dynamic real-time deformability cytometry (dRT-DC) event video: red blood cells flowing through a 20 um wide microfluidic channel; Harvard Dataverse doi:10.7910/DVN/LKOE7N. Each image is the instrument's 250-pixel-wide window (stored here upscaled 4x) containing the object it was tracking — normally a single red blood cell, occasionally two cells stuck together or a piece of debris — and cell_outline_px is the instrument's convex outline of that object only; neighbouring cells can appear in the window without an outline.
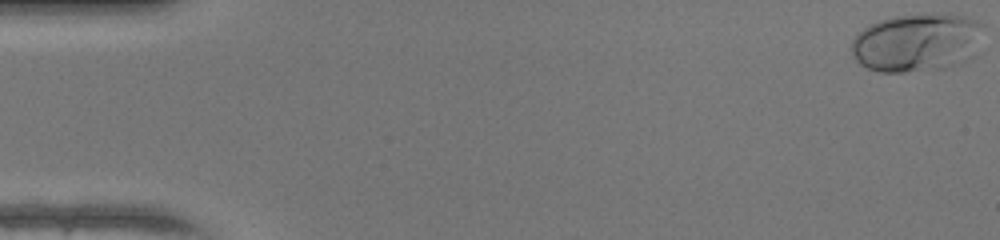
{"species": "human", "species_latin": "Homo sapiens", "temperature_condition": "warm", "stored_images_in_passage": 49, "camera_frame_rate_fps": 3000, "um_per_image_px": 0.085, "donor": {"sex": "female"}, "frame": {"image": 1, "passage_image": 1, "time_ms": 0.0, "image_size_px": [1000, 240], "cell_outline_px": [[984, 24], [968, 56], [960, 64], [944, 68], [904, 72], [880, 72], [868, 68], [860, 64], [852, 56], [852, 40], [864, 28], [880, 20], [892, 16], [964, 16], [976, 20]], "centroid_in_image_um": [77.83, 3.65], "position_along_channel_um": 7.2, "area_um2": 43.35}}
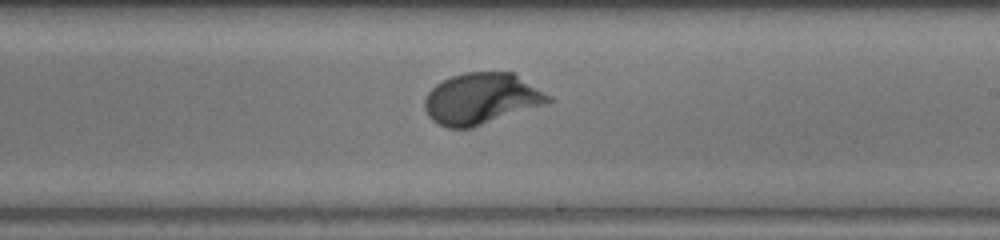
{"frame": {"image": 2, "passage_image": 29, "time_ms": 9.333, "image_size_px": [1000, 240], "cell_outline_px": [[556, 100], [472, 128], [448, 128], [432, 120], [428, 116], [424, 108], [424, 100], [428, 92], [436, 84], [452, 76], [464, 72], [516, 72], [552, 96]], "centroid_in_image_um": [40.95, 8.37], "position_along_channel_um": 248.1, "area_um2": 37.11}}
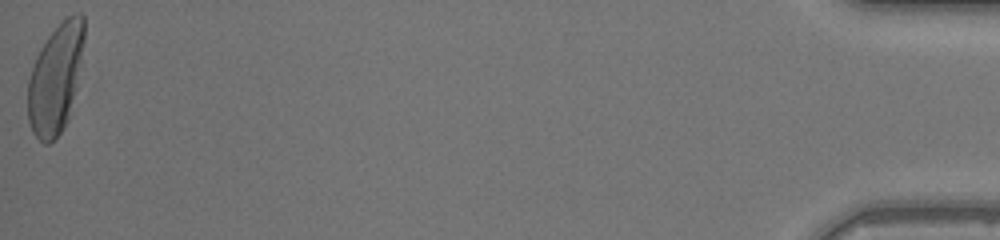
{"frame": {"image": 3, "passage_image": 49, "time_ms": 16.0, "image_size_px": [1000, 240], "cell_outline_px": [[84, 40], [76, 88], [68, 120], [60, 132], [48, 144], [44, 144], [32, 132], [28, 120], [28, 80], [36, 56], [40, 48], [48, 36], [68, 16], [76, 12], [80, 12], [84, 16]], "centroid_in_image_um": [4.72, 6.68], "position_along_channel_um": 430.5, "area_um2": 35.55}, "authors_computed_cell_mechanics": {"area_um2": 35.6048, "velocity_mm_per_s": 4.2683, "shape_relaxation_time_tau1_ms": 2.6132, "shape_relaxation_time_tau2_ms": null, "deformation_change_tau1": 0.1742, "deformation_change_tau2": null}}